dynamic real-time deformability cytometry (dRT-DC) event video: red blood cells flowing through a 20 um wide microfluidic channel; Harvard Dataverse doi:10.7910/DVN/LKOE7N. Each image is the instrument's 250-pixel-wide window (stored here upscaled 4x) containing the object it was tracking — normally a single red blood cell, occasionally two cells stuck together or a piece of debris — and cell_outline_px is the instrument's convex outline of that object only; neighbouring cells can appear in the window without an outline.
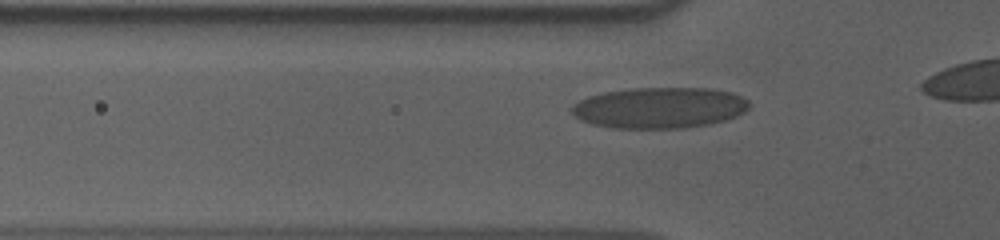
{"species": "human", "species_latin": "Homo sapiens", "temperature_condition": "cold", "stored_images_in_passage": 21, "camera_frame_rate_fps": 3000, "um_per_image_px": 0.085, "donor": {"sex": "male"}, "frame": {"image": 1, "passage_image": 11, "time_ms": 3.333, "image_size_px": [1000, 240], "cell_outline_px": [[752, 104], [744, 112], [736, 116], [724, 120], [708, 124], [684, 128], [612, 128], [592, 124], [580, 120], [572, 112], [572, 104], [588, 96], [604, 92], [632, 88], [708, 88], [732, 92], [748, 100]], "centroid_in_image_um": [56.06, 9.16], "position_along_channel_um": 69.7, "area_um2": 42.48}}
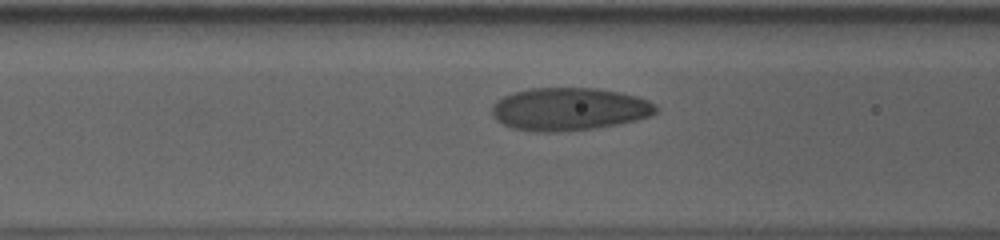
{"frame": {"image": 2, "passage_image": 15, "time_ms": 4.667, "image_size_px": [1000, 240], "cell_outline_px": [[660, 108], [652, 116], [636, 120], [616, 124], [592, 128], [556, 132], [536, 132], [512, 128], [496, 120], [492, 116], [492, 104], [496, 100], [512, 92], [528, 88], [596, 88], [620, 92], [636, 96], [648, 100], [656, 104]], "centroid_in_image_um": [48.37, 9.26], "position_along_channel_um": 118.2, "area_um2": 41.15}}
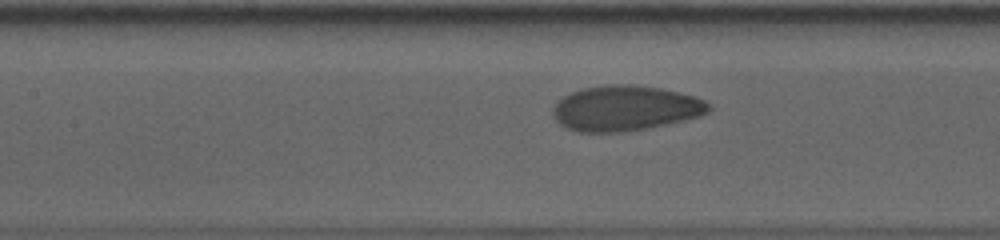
{"frame": {"image": 3, "passage_image": 18, "time_ms": 5.667, "image_size_px": [1000, 240], "cell_outline_px": [[712, 108], [708, 112], [700, 116], [664, 124], [624, 132], [580, 132], [568, 128], [560, 124], [556, 120], [552, 112], [552, 108], [564, 96], [580, 88], [604, 84], [632, 84], [660, 88], [696, 96], [704, 100]], "centroid_in_image_um": [53.14, 9.18], "position_along_channel_um": 154.3, "area_um2": 40.98}}